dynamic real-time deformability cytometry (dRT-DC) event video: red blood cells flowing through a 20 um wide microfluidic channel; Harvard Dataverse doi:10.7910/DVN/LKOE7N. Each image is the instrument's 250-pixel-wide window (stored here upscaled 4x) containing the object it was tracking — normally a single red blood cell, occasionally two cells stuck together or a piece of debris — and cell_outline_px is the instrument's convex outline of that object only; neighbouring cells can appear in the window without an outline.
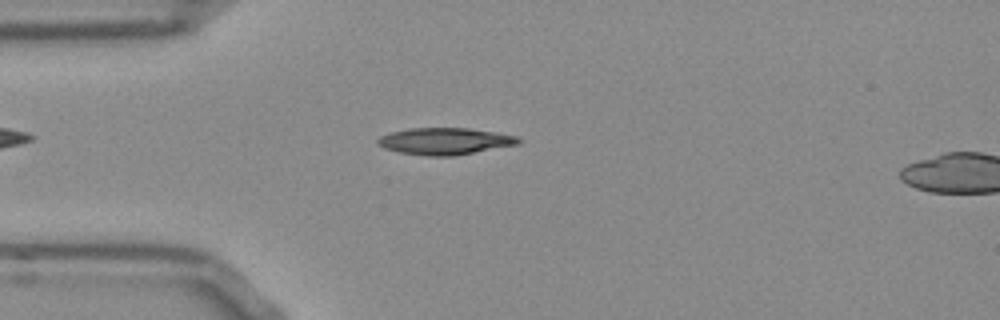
{"species": "Egyptian fruit bat (a non-hibernating species)", "species_latin": "Rousettus aegyptiacus", "temperature_condition": "room temperature", "stored_images_in_passage": 51, "camera_frame_rate_fps": 3000, "um_per_image_px": 0.085, "frame": {"image": 1, "passage_image": 12, "time_ms": 3.667, "image_size_px": [1000, 320], "cell_outline_px": [[524, 140], [520, 144], [452, 156], [428, 156], [400, 152], [384, 148], [376, 140], [380, 136], [392, 132], [408, 128], [468, 128], [496, 132], [520, 136]], "centroid_in_image_um": [37.89, 11.99], "position_along_channel_um": 47.1, "area_um2": 22.02}}
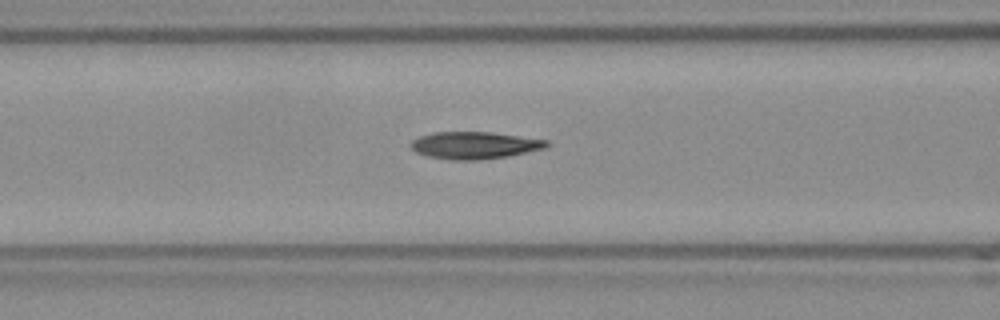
{"frame": {"image": 2, "passage_image": 19, "time_ms": 6.0, "image_size_px": [1000, 320], "cell_outline_px": [[552, 144], [544, 148], [508, 156], [476, 160], [452, 160], [428, 156], [416, 152], [412, 148], [412, 140], [420, 136], [432, 132], [492, 132], [548, 140]], "centroid_in_image_um": [40.36, 12.34], "position_along_channel_um": 126.2, "area_um2": 21.39}}
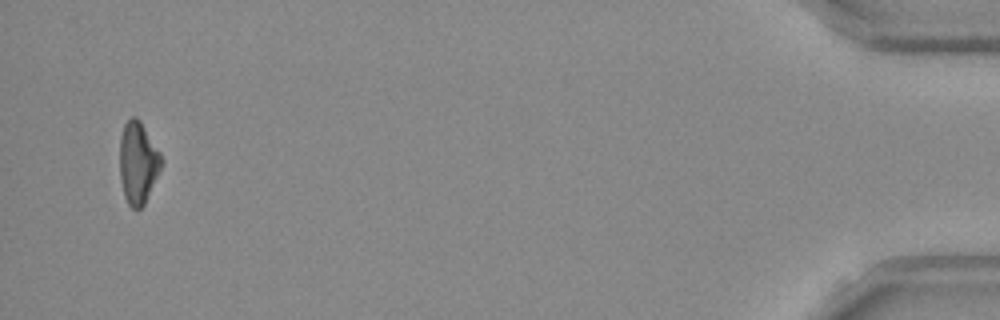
{"frame": {"image": 3, "passage_image": 49, "time_ms": 16.0, "image_size_px": [1000, 320], "cell_outline_px": [[164, 160], [144, 204], [140, 208], [132, 208], [128, 204], [124, 196], [120, 176], [120, 136], [124, 124], [132, 116], [136, 116], [140, 120], [160, 152]], "centroid_in_image_um": [11.72, 13.8], "position_along_channel_um": 423.5, "area_um2": 19.77}, "authors_computed_cell_mechanics": {"area_um2": 20.8658, "velocity_mm_per_s": 3.8669, "shape_relaxation_time_tau1_ms": 8.1917, "shape_relaxation_time_tau2_ms": 6.4187, "deformation_change_tau1": 0.2288, "deformation_change_tau2": 0.1609}}